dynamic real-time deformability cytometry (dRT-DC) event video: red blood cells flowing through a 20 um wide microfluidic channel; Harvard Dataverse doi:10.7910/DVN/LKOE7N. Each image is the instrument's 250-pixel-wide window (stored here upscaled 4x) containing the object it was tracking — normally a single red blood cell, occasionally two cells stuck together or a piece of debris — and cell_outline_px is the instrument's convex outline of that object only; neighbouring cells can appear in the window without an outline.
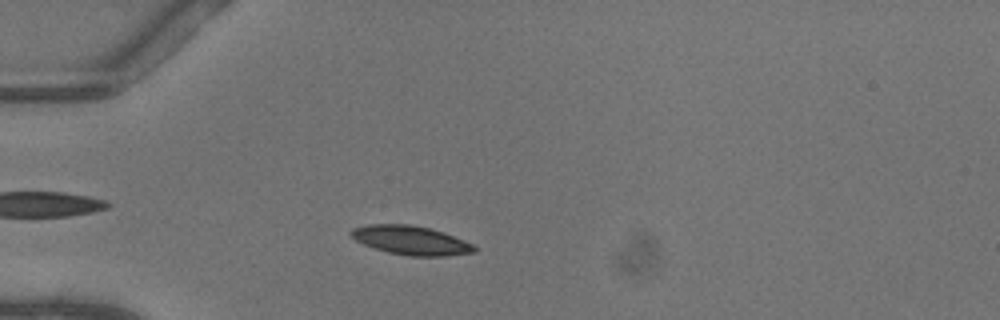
{"species": "common noctule bat (a hibernating species)", "species_latin": "Nyctalus noctula", "temperature_condition": "warm", "stored_images_in_passage": 41, "camera_frame_rate_fps": 3000, "um_per_image_px": 0.085, "animal": {"sex": "female"}, "frame": {"image": 1, "passage_image": 9, "time_ms": 2.667, "image_size_px": [1000, 320], "cell_outline_px": [[476, 252], [444, 256], [408, 256], [388, 252], [372, 248], [356, 240], [348, 232], [352, 228], [368, 224], [408, 224], [428, 228], [452, 236], [472, 244], [476, 248]], "centroid_in_image_um": [34.87, 20.43], "position_along_channel_um": 50.1, "area_um2": 20.58}}
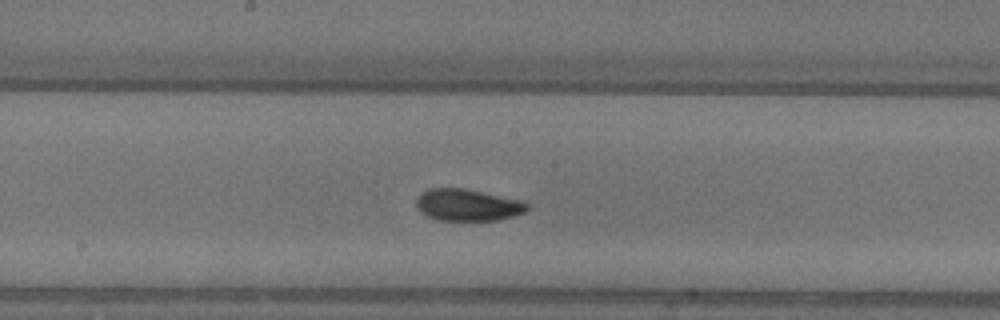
{"frame": {"image": 2, "passage_image": 22, "time_ms": 7.0, "image_size_px": [1000, 320], "cell_outline_px": [[528, 208], [524, 212], [512, 216], [496, 220], [436, 220], [420, 212], [416, 204], [416, 200], [420, 192], [428, 188], [464, 188], [524, 200], [528, 204]], "centroid_in_image_um": [39.73, 17.41], "position_along_channel_um": 208.5, "area_um2": 20.69}}
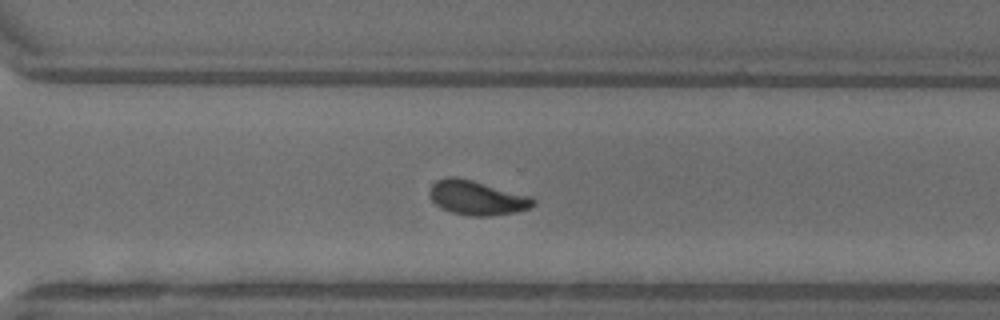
{"frame": {"image": 3, "passage_image": 31, "time_ms": 10.0, "image_size_px": [1000, 320], "cell_outline_px": [[536, 204], [528, 208], [516, 212], [492, 216], [468, 216], [452, 212], [440, 208], [428, 196], [428, 192], [432, 184], [436, 180], [448, 176], [456, 176], [472, 180], [532, 196], [536, 200]], "centroid_in_image_um": [40.53, 16.81], "position_along_channel_um": 330.1, "area_um2": 21.04}, "authors_computed_cell_mechanics": {"area_um2": 20.4612, "velocity_mm_per_s": 4.0694, "shape_relaxation_time_tau1_ms": 3.9651, "shape_relaxation_time_tau2_ms": 1.5002, "deformation_change_tau1": 0.1481, "deformation_change_tau2": 0.0624}}